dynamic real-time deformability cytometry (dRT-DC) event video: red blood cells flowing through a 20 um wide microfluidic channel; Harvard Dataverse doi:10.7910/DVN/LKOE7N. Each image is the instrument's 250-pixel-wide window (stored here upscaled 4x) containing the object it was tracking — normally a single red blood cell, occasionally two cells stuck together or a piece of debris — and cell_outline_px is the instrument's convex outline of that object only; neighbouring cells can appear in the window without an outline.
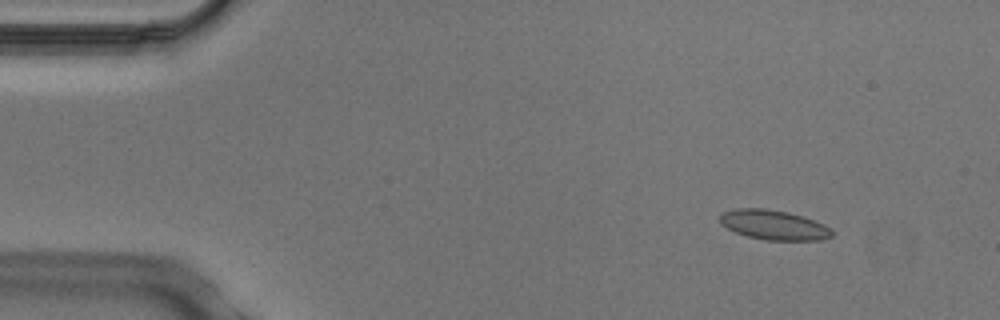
{"species": "Egyptian fruit bat (a non-hibernating species)", "species_latin": "Rousettus aegyptiacus", "temperature_condition": "cold", "stored_images_in_passage": 4, "camera_frame_rate_fps": 3000, "um_per_image_px": 0.085, "animal": {"sex": "male"}, "frame": {"image": 1, "passage_image": 1, "time_ms": 0.0, "image_size_px": [1000, 320], "cell_outline_px": [[836, 232], [832, 236], [820, 240], [764, 240], [748, 236], [736, 232], [720, 224], [720, 216], [724, 212], [736, 208], [764, 208], [788, 212], [824, 224]], "centroid_in_image_um": [65.78, 19.12], "position_along_channel_um": 19.2, "area_um2": 19.31}}